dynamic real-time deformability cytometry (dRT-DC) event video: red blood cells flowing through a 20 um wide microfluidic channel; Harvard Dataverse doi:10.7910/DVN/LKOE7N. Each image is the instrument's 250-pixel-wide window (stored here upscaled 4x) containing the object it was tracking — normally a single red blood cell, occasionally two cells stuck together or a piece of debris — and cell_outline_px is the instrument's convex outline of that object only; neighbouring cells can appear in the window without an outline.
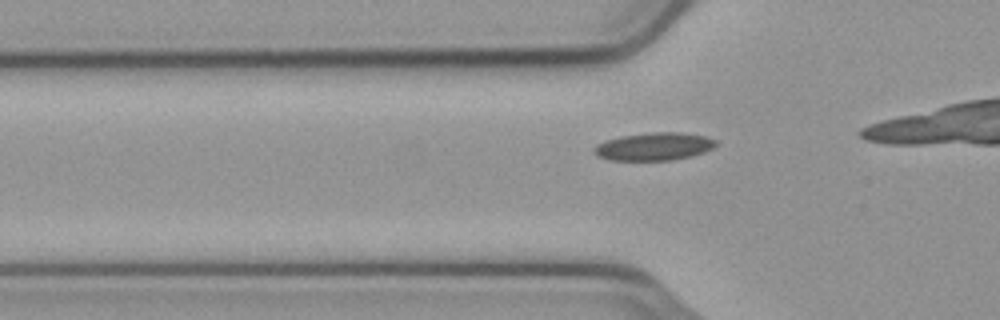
{"species": "common noctule bat (a hibernating species)", "species_latin": "Nyctalus noctula", "temperature_condition": "cold", "stored_images_in_passage": 16, "camera_frame_rate_fps": 3000, "um_per_image_px": 0.085, "animal": {"sex": "male", "body_mass_g": 23.1, "forearm_length_mm": 52.7}, "frame": {"image": 1, "passage_image": 11, "time_ms": 3.333, "image_size_px": [1000, 320], "cell_outline_px": [[716, 144], [712, 148], [704, 152], [692, 156], [672, 160], [612, 160], [596, 156], [592, 152], [592, 148], [596, 144], [604, 140], [620, 136], [648, 132], [680, 132], [704, 136], [716, 140]], "centroid_in_image_um": [55.53, 12.45], "position_along_channel_um": 70.3, "area_um2": 19.94}}
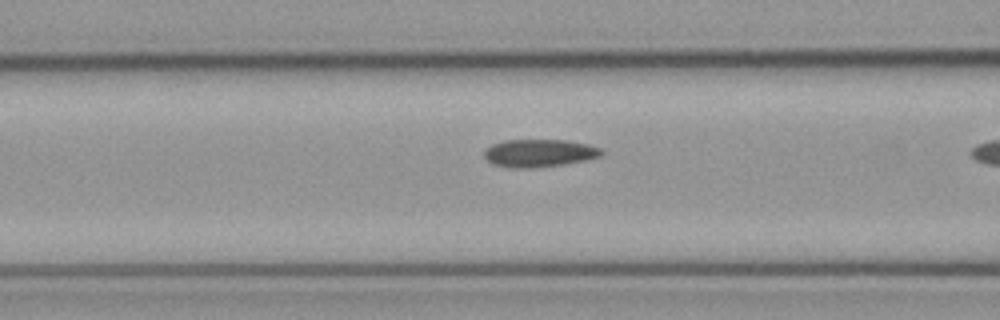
{"frame": {"image": 2, "passage_image": 15, "time_ms": 4.667, "image_size_px": [1000, 320], "cell_outline_px": [[604, 152], [600, 156], [584, 160], [564, 164], [532, 168], [508, 168], [492, 164], [484, 156], [484, 152], [492, 144], [504, 140], [568, 140], [588, 144], [600, 148]], "centroid_in_image_um": [45.82, 13.01], "position_along_channel_um": 120.8, "area_um2": 18.96}}